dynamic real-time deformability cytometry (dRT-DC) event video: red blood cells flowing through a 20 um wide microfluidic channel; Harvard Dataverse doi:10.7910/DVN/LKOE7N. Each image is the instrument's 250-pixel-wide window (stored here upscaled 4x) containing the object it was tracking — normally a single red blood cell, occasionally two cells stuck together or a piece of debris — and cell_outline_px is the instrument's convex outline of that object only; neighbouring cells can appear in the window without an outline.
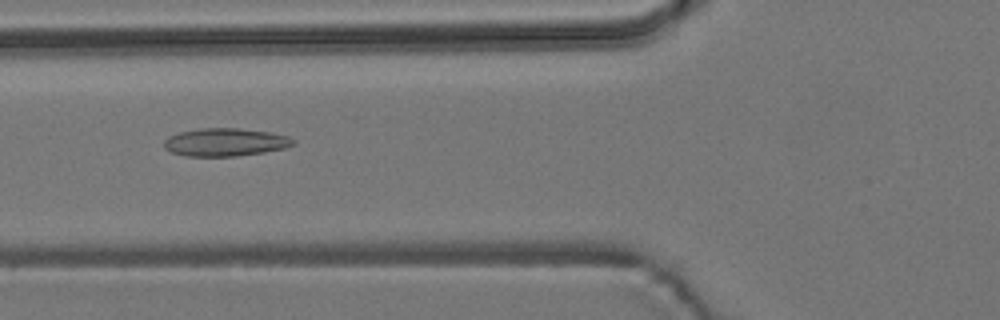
{"species": "common noctule bat (a hibernating species)", "species_latin": "Nyctalus noctula", "temperature_condition": "room temperature", "stored_images_in_passage": 4, "camera_frame_rate_fps": 3000, "um_per_image_px": 0.085, "animal": {"sex": "male", "body_mass_g": 19.2, "forearm_length_mm": 51.8}, "frame": {"image": 1, "passage_image": 4, "time_ms": 3.333, "image_size_px": [1000, 320], "cell_outline_px": [[296, 144], [284, 148], [264, 152], [236, 156], [184, 156], [172, 152], [164, 148], [164, 140], [168, 136], [180, 132], [200, 128], [240, 128], [272, 132], [288, 136], [296, 140]], "centroid_in_image_um": [19.17, 12.08], "position_along_channel_um": 106.6, "area_um2": 21.21}}